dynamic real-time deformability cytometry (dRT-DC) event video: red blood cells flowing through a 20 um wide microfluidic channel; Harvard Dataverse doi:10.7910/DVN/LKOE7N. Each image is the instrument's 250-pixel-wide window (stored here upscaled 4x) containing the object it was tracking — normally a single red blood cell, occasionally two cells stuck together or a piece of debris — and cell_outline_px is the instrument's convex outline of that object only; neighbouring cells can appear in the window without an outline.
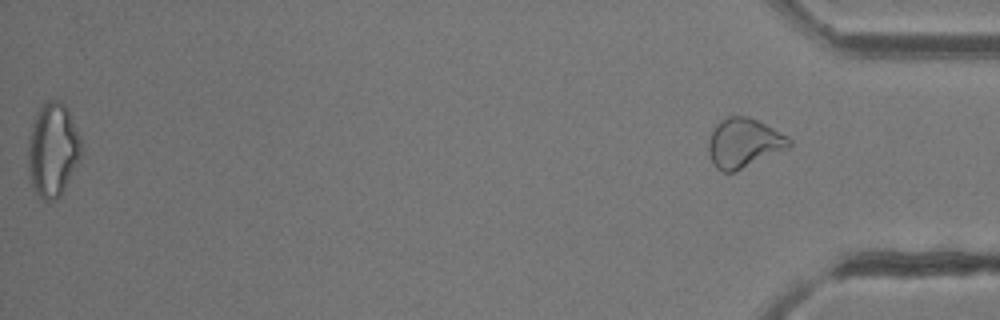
{"species": "common noctule bat (a hibernating species)", "species_latin": "Nyctalus noctula", "temperature_condition": "room temperature", "stored_images_in_passage": 32, "segment_of_instrument_passage": [2, 2], "camera_frame_rate_fps": 3000, "um_per_image_px": 0.085, "animal": {"sex": "female"}, "frame": {"image": 1, "passage_image": 32, "time_ms": 10.333, "image_size_px": [1000, 320], "cell_outline_px": [[792, 144], [788, 148], [732, 172], [720, 172], [716, 168], [708, 152], [708, 140], [712, 128], [720, 120], [728, 116], [748, 116], [788, 136], [792, 140]], "centroid_in_image_um": [63.19, 12.14], "position_along_channel_um": 372.0, "area_um2": 23.0}}